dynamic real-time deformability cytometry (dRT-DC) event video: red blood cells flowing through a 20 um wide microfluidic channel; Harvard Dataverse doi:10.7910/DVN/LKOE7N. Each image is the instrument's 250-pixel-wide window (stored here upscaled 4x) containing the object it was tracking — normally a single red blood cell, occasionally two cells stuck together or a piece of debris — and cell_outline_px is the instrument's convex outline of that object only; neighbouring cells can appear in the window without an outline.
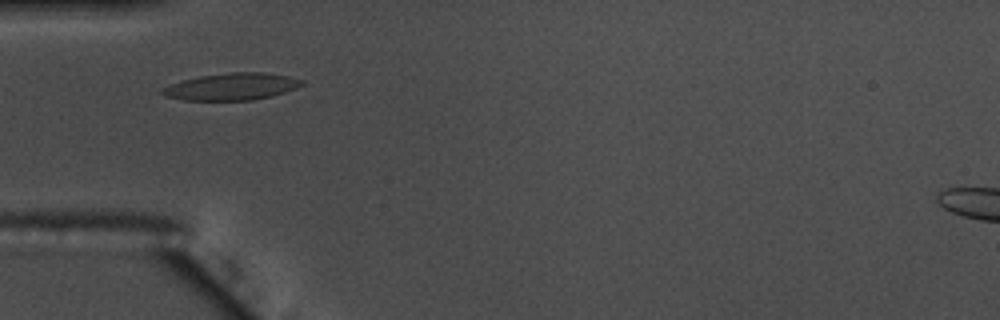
{"species": "common noctule bat (a hibernating species)", "species_latin": "Nyctalus noctula", "temperature_condition": "warm", "stored_images_in_passage": 48, "camera_frame_rate_fps": 3000, "um_per_image_px": 0.085, "animal": {"sex": "male", "body_mass_g": 17.5, "forearm_length_mm": 52.3}, "frame": {"image": 1, "passage_image": 10, "time_ms": 3.0, "image_size_px": [1000, 320], "cell_outline_px": [[304, 84], [296, 88], [272, 96], [252, 100], [184, 100], [164, 96], [160, 92], [160, 88], [184, 80], [200, 76], [228, 72], [264, 72], [288, 76], [304, 80]], "centroid_in_image_um": [19.7, 7.36], "position_along_channel_um": 65.3, "area_um2": 21.96}}
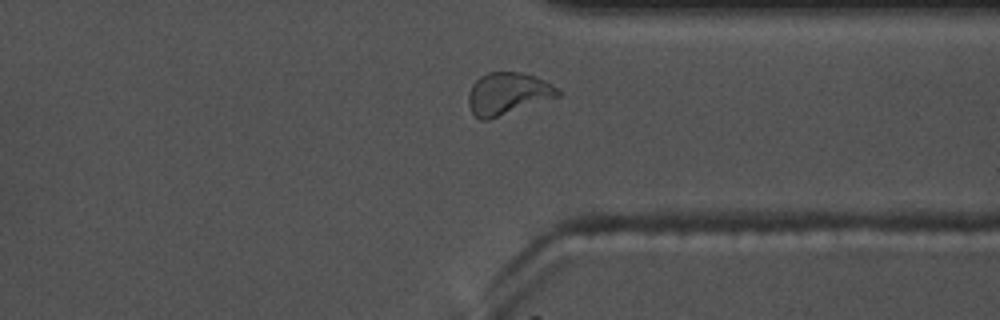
{"frame": {"image": 2, "passage_image": 35, "time_ms": 11.333, "image_size_px": [1000, 320], "cell_outline_px": [[560, 96], [488, 120], [480, 120], [472, 112], [468, 104], [468, 96], [472, 84], [480, 76], [488, 72], [520, 72], [544, 80], [552, 84], [560, 92]], "centroid_in_image_um": [43.13, 7.96], "position_along_channel_um": 368.3, "area_um2": 21.79}}
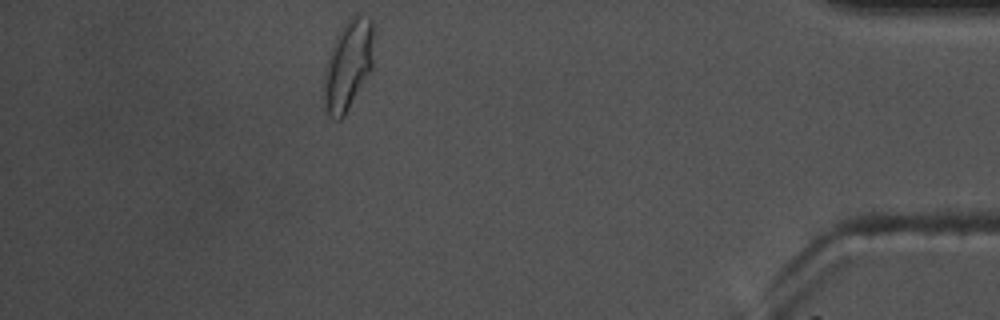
{"frame": {"image": 3, "passage_image": 42, "time_ms": 13.667, "image_size_px": [1000, 320], "cell_outline_px": [[372, 68], [344, 116], [340, 120], [336, 120], [328, 116], [324, 108], [324, 72], [336, 36], [340, 28], [348, 16], [356, 12], [372, 20]], "centroid_in_image_um": [29.57, 5.51], "position_along_channel_um": 405.6, "area_um2": 26.01}, "authors_computed_cell_mechanics": {"area_um2": 20.8658, "velocity_mm_per_s": 3.6522, "shape_relaxation_time_tau1_ms": 3.9743, "shape_relaxation_time_tau2_ms": 1.7, "deformation_change_tau1": 0.155, "deformation_change_tau2": 0.0843}}